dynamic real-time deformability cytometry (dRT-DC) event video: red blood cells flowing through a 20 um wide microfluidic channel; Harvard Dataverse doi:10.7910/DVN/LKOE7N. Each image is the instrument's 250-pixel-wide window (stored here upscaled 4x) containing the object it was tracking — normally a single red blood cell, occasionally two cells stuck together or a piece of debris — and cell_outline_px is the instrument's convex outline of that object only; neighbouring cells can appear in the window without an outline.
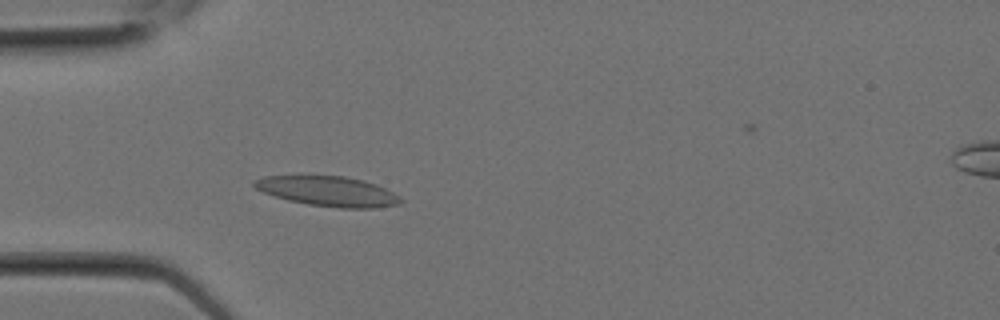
{"species": "Egyptian fruit bat (a non-hibernating species)", "species_latin": "Rousettus aegyptiacus", "temperature_condition": "room temperature", "stored_images_in_passage": 2, "camera_frame_rate_fps": 3000, "um_per_image_px": 0.085, "animal": {"sex": "female"}, "frame": {"image": 1, "passage_image": 1, "time_ms": 0.0, "image_size_px": [1000, 320], "cell_outline_px": [[404, 200], [400, 204], [376, 208], [340, 208], [308, 204], [288, 200], [264, 192], [256, 188], [252, 184], [252, 180], [264, 176], [344, 176], [364, 180], [376, 184], [400, 196]], "centroid_in_image_um": [27.91, 16.26], "position_along_channel_um": 57.1, "area_um2": 25.49}}